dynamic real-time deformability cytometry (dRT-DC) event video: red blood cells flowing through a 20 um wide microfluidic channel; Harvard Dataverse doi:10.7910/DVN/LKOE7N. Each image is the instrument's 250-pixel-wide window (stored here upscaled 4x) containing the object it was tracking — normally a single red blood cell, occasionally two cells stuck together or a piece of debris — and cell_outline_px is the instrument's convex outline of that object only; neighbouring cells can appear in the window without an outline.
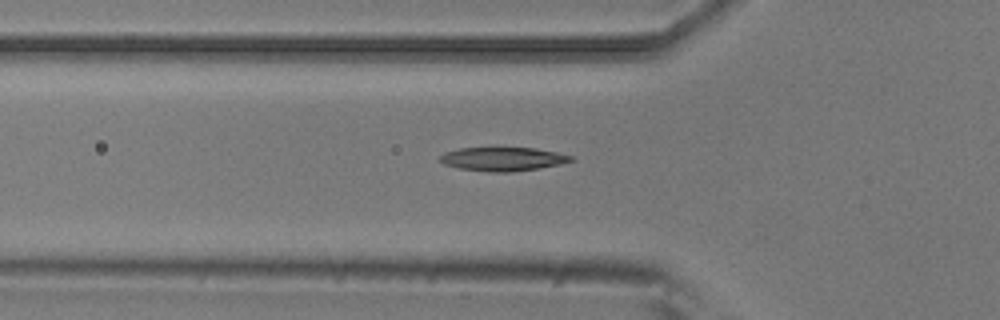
{"species": "common noctule bat (a hibernating species)", "species_latin": "Nyctalus noctula", "temperature_condition": "room temperature", "stored_images_in_passage": 6, "camera_frame_rate_fps": 3000, "um_per_image_px": 0.085, "animal": {"sex": "male", "body_mass_g": 20.5, "forearm_length_mm": 52.5}, "frame": {"image": 1, "passage_image": 5, "time_ms": 1.333, "image_size_px": [1000, 320], "cell_outline_px": [[572, 160], [560, 164], [540, 168], [512, 172], [488, 172], [460, 168], [444, 164], [440, 160], [440, 156], [444, 152], [460, 148], [496, 144], [536, 148], [556, 152], [572, 156]], "centroid_in_image_um": [42.7, 13.46], "position_along_channel_um": 83.1, "area_um2": 19.07}}